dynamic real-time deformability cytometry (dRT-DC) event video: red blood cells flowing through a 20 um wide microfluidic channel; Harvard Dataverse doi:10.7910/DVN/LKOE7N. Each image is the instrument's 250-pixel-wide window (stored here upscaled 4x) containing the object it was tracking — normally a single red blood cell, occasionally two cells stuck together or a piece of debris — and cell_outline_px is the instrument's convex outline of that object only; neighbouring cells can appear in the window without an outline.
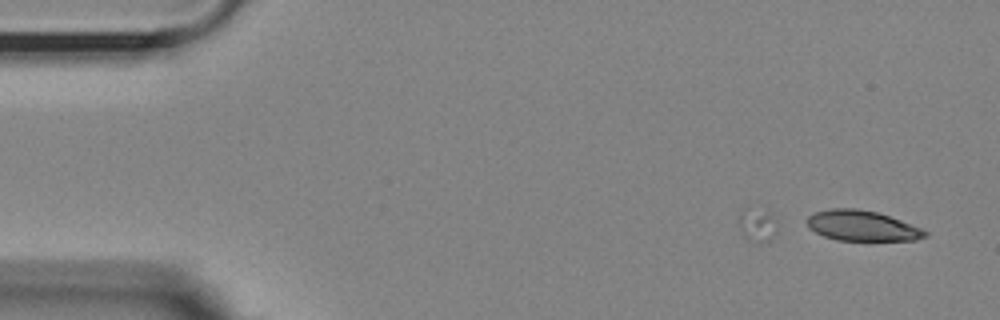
{"species": "Egyptian fruit bat (a non-hibernating species)", "species_latin": "Rousettus aegyptiacus", "temperature_condition": "room temperature", "stored_images_in_passage": 2, "camera_frame_rate_fps": 3000, "um_per_image_px": 0.085, "animal": {"sex": "female"}, "frame": {"image": 1, "passage_image": 2, "time_ms": 0.333, "image_size_px": [1000, 320], "cell_outline_px": [[928, 236], [916, 240], [836, 240], [824, 236], [808, 228], [808, 216], [816, 212], [832, 208], [856, 208], [876, 212], [900, 220], [920, 228], [928, 232]], "centroid_in_image_um": [73.27, 19.19], "position_along_channel_um": 11.7, "area_um2": 20.63}}